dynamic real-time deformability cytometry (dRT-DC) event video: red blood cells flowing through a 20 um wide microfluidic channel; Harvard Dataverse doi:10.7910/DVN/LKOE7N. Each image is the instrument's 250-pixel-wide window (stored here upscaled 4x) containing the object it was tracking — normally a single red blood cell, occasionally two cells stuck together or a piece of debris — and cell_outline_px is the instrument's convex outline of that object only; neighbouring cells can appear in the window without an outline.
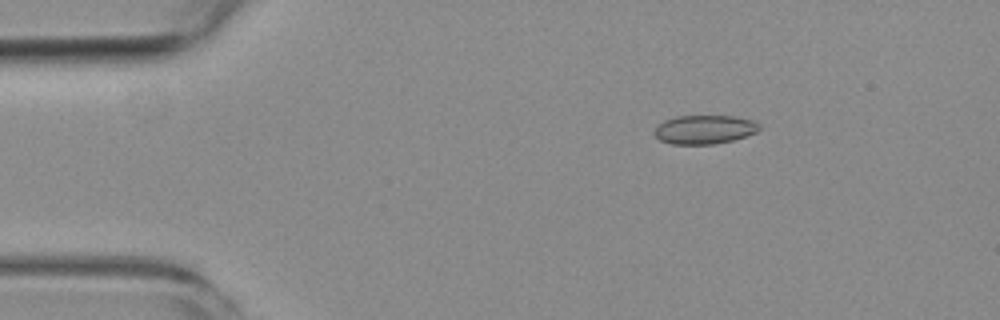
{"species": "common noctule bat (a hibernating species)", "species_latin": "Nyctalus noctula", "temperature_condition": "room temperature", "stored_images_in_passage": 5, "segment_of_instrument_passage": [1, 2], "camera_frame_rate_fps": 3000, "um_per_image_px": 0.085, "animal": {"sex": "female", "body_mass_g": 19.3, "forearm_length_mm": 54.1}, "frame": {"image": 1, "passage_image": 2, "time_ms": 1.333, "image_size_px": [1000, 320], "cell_outline_px": [[760, 128], [756, 132], [732, 140], [712, 144], [672, 144], [660, 140], [656, 136], [656, 124], [664, 120], [676, 116], [732, 116], [752, 120], [760, 124]], "centroid_in_image_um": [59.86, 11.0], "position_along_channel_um": 25.1, "area_um2": 17.46}}